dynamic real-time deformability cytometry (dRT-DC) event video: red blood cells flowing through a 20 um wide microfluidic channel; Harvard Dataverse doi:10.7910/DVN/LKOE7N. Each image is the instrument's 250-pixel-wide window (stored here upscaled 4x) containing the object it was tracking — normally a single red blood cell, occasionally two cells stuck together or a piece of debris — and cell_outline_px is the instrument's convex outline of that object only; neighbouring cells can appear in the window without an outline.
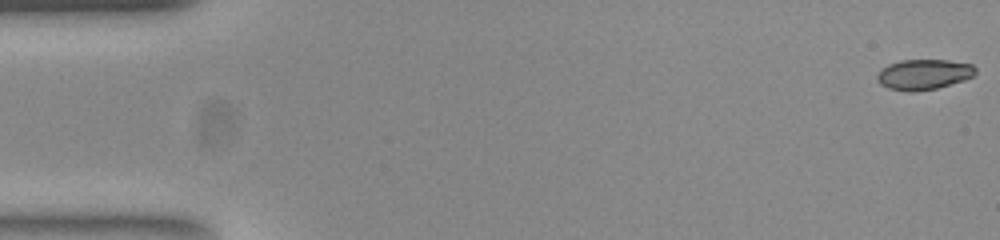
{"species": "common noctule bat (a hibernating species)", "species_latin": "Nyctalus noctula", "temperature_condition": "room temperature", "stored_images_in_passage": 53, "camera_frame_rate_fps": 3000, "um_per_image_px": 0.085, "animal": {"sex": "female", "body_mass_g": 23.0, "forearm_length_mm": 53.4}, "frame": {"image": 1, "passage_image": 1, "time_ms": 0.0, "image_size_px": [1000, 240], "cell_outline_px": [[976, 72], [972, 76], [964, 80], [936, 88], [912, 92], [908, 92], [888, 88], [880, 84], [876, 80], [876, 76], [880, 68], [888, 64], [900, 60], [948, 60], [972, 64], [976, 68]], "centroid_in_image_um": [78.47, 6.32], "position_along_channel_um": 6.5, "area_um2": 17.51}}
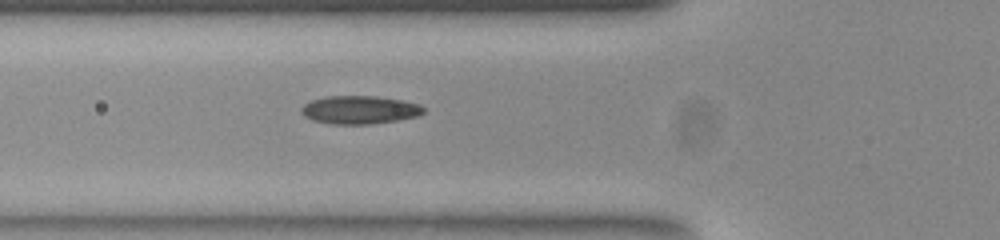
{"frame": {"image": 2, "passage_image": 19, "time_ms": 6.0, "image_size_px": [1000, 240], "cell_outline_px": [[424, 112], [420, 116], [396, 120], [368, 124], [332, 124], [312, 120], [304, 116], [300, 112], [300, 108], [304, 104], [312, 100], [328, 96], [376, 96], [400, 100], [420, 104], [424, 108]], "centroid_in_image_um": [30.55, 9.34], "position_along_channel_um": 95.2, "area_um2": 20.06}}
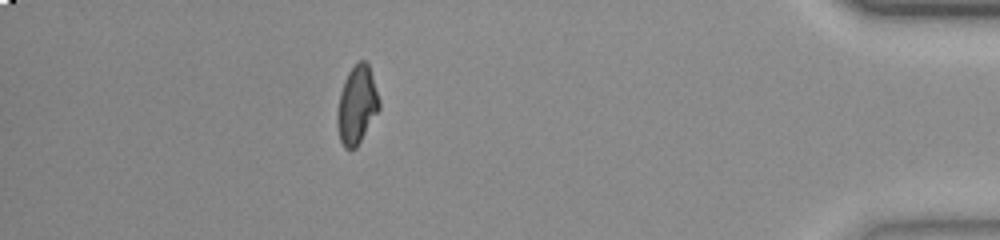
{"frame": {"image": 3, "passage_image": 47, "time_ms": 15.333, "image_size_px": [1000, 240], "cell_outline_px": [[380, 108], [356, 148], [344, 148], [340, 140], [336, 124], [336, 116], [340, 92], [344, 80], [348, 72], [360, 60], [364, 60], [368, 64], [380, 100]], "centroid_in_image_um": [30.32, 8.93], "position_along_channel_um": 404.9, "area_um2": 18.96}, "authors_computed_cell_mechanics": {"area_um2": 19.0162, "velocity_mm_per_s": 3.8754, "shape_relaxation_time_tau1_ms": null, "shape_relaxation_time_tau2_ms": 1.3436, "deformation_change_tau1": null, "deformation_change_tau2": 0.0641}}